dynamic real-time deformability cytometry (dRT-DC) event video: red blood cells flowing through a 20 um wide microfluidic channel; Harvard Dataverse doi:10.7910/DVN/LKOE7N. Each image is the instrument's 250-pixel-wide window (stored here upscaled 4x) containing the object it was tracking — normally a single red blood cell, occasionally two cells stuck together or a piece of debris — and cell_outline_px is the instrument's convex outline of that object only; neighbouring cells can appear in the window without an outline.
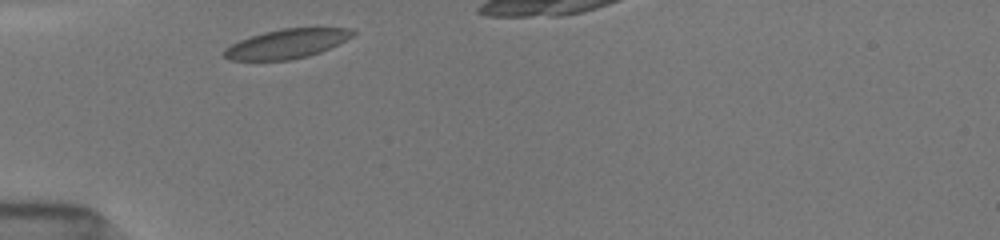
{"species": "common noctule bat (a hibernating species)", "species_latin": "Nyctalus noctula", "temperature_condition": "room temperature", "stored_images_in_passage": 12, "camera_frame_rate_fps": 3000, "um_per_image_px": 0.085, "animal": {"sex": "female", "body_mass_g": 19.5, "forearm_length_mm": 54.1}, "frame": {"image": 1, "passage_image": 1, "time_ms": 0.0, "image_size_px": [1000, 240], "cell_outline_px": [[356, 32], [352, 36], [320, 52], [308, 56], [288, 60], [228, 60], [224, 56], [224, 48], [240, 40], [264, 32], [284, 28], [352, 28]], "centroid_in_image_um": [24.36, 3.72], "position_along_channel_um": 60.6, "area_um2": 21.62}}
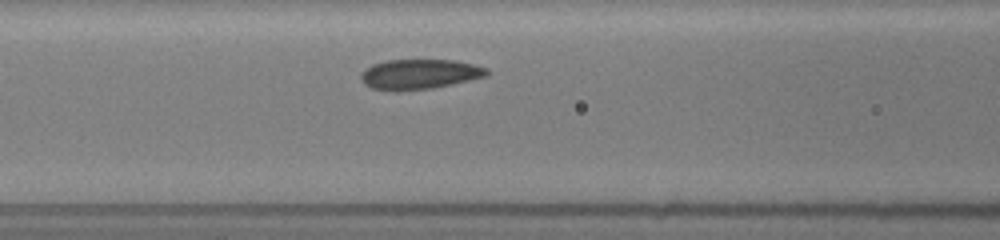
{"frame": {"image": 2, "passage_image": 6, "time_ms": 2.0, "image_size_px": [1000, 240], "cell_outline_px": [[488, 76], [452, 84], [432, 88], [392, 92], [372, 88], [364, 84], [360, 80], [360, 72], [364, 68], [372, 64], [388, 60], [456, 60], [488, 68]], "centroid_in_image_um": [35.61, 6.31], "position_along_channel_um": 131.0, "area_um2": 22.31}}
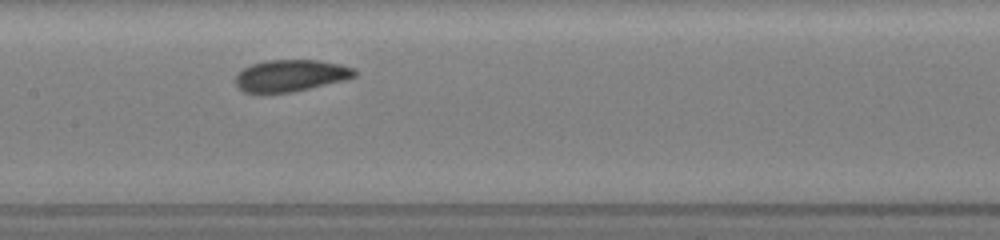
{"frame": {"image": 3, "passage_image": 9, "time_ms": 3.333, "image_size_px": [1000, 240], "cell_outline_px": [[356, 76], [344, 80], [292, 92], [264, 96], [244, 92], [236, 84], [236, 76], [244, 68], [252, 64], [264, 60], [320, 60], [340, 64], [356, 68]], "centroid_in_image_um": [24.68, 6.45], "position_along_channel_um": 182.7, "area_um2": 22.54}}